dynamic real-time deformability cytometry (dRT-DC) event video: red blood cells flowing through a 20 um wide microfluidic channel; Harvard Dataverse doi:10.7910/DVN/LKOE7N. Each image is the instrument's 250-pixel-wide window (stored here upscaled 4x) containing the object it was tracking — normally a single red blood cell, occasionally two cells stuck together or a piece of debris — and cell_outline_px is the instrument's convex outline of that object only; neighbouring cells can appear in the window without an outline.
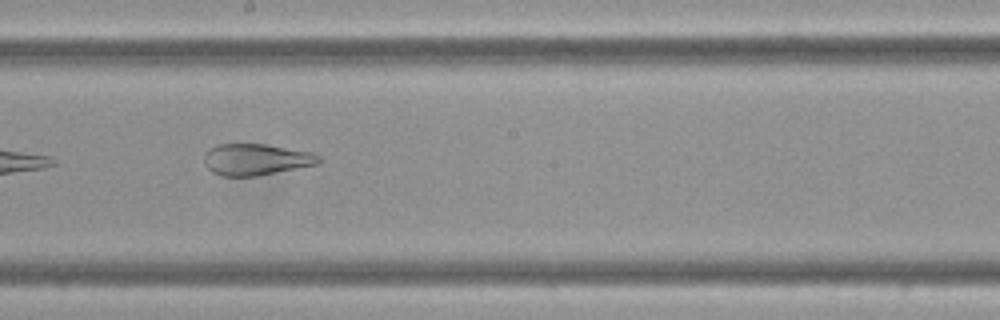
{"species": "Egyptian fruit bat (a non-hibernating species)", "species_latin": "Rousettus aegyptiacus", "temperature_condition": "cold", "stored_images_in_passage": 8, "camera_frame_rate_fps": 3000, "um_per_image_px": 0.085, "frame": {"image": 1, "passage_image": 7, "time_ms": 2.0, "image_size_px": [1000, 320], "cell_outline_px": [[320, 164], [256, 176], [220, 176], [212, 172], [204, 164], [204, 156], [208, 148], [216, 144], [264, 144], [312, 152], [320, 156]], "centroid_in_image_um": [21.75, 13.56], "position_along_channel_um": 226.5, "area_um2": 21.15}}